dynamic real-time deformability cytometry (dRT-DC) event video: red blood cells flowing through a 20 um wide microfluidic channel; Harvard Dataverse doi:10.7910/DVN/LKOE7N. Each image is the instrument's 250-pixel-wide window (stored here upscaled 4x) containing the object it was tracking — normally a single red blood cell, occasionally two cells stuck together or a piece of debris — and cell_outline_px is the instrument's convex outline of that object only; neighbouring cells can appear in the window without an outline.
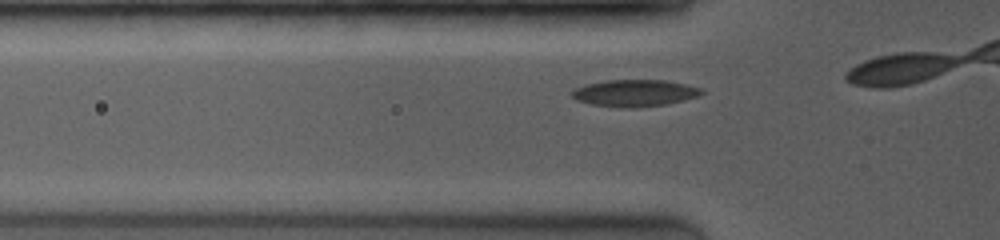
{"species": "common noctule bat (a hibernating species)", "species_latin": "Nyctalus noctula", "temperature_condition": "room temperature", "stored_images_in_passage": 9, "camera_frame_rate_fps": 4000, "um_per_image_px": 0.085, "animal": {"sex": "female", "body_mass_g": 19.0, "forearm_length_mm": 53.3}, "frame": {"image": 1, "passage_image": 4, "time_ms": 0.75, "image_size_px": [1000, 240], "cell_outline_px": [[704, 92], [696, 96], [684, 100], [668, 104], [636, 108], [620, 108], [588, 104], [576, 100], [572, 96], [572, 92], [576, 88], [588, 84], [608, 80], [664, 80], [684, 84], [700, 88]], "centroid_in_image_um": [53.92, 7.93], "position_along_channel_um": 71.9, "area_um2": 20.23}}